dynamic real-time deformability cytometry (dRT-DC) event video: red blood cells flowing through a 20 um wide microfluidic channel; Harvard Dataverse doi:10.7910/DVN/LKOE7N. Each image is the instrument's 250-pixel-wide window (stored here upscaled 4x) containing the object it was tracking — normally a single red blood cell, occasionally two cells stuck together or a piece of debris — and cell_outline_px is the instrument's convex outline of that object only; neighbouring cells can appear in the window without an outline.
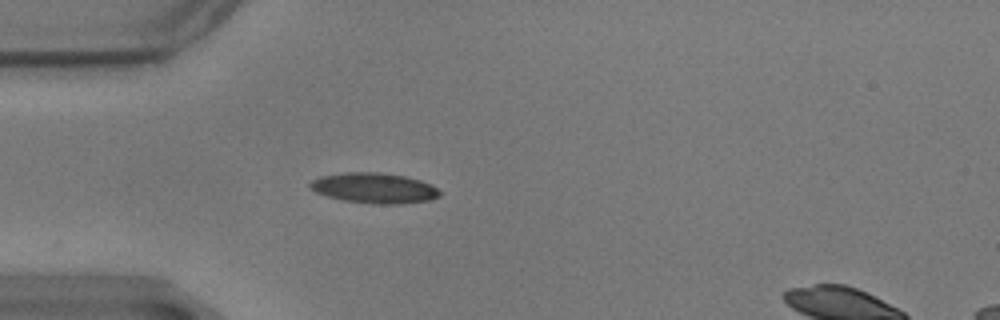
{"species": "common noctule bat (a hibernating species)", "species_latin": "Nyctalus noctula", "temperature_condition": "warm", "stored_images_in_passage": 35, "camera_frame_rate_fps": 3000, "um_per_image_px": 0.085, "animal": {"sex": "male", "body_mass_g": 17.9}, "frame": {"image": 1, "passage_image": 1, "time_ms": 0.0, "image_size_px": [1000, 320], "cell_outline_px": [[440, 196], [428, 200], [400, 204], [372, 204], [344, 200], [328, 196], [316, 192], [308, 184], [312, 180], [320, 176], [344, 172], [380, 172], [404, 176], [420, 180], [432, 184], [440, 192]], "centroid_in_image_um": [31.81, 15.98], "position_along_channel_um": 53.2, "area_um2": 22.89}}
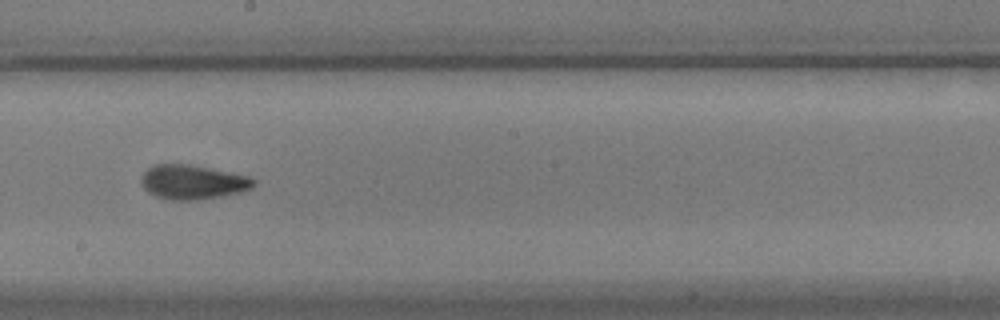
{"frame": {"image": 2, "passage_image": 17, "time_ms": 5.333, "image_size_px": [1000, 320], "cell_outline_px": [[256, 184], [252, 188], [240, 192], [220, 196], [196, 200], [172, 200], [156, 196], [148, 192], [140, 184], [140, 176], [148, 168], [156, 164], [188, 164], [248, 176], [256, 180]], "centroid_in_image_um": [16.35, 15.48], "position_along_channel_um": 231.9, "area_um2": 22.43}}
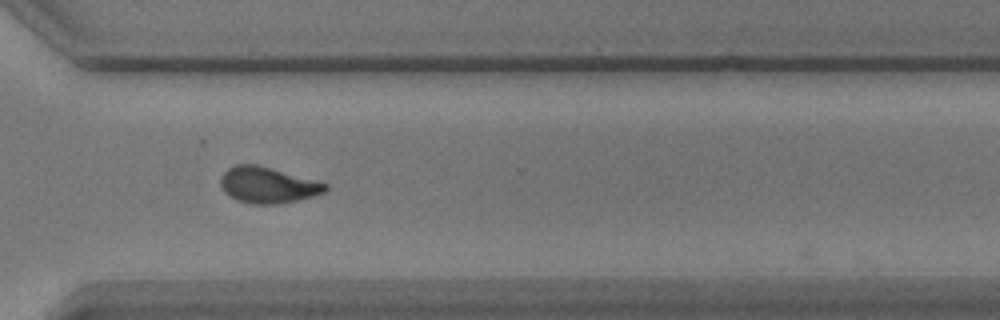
{"frame": {"image": 3, "passage_image": 27, "time_ms": 8.667, "image_size_px": [1000, 320], "cell_outline_px": [[328, 188], [324, 192], [312, 196], [280, 204], [252, 204], [236, 200], [224, 192], [220, 184], [220, 176], [228, 168], [236, 164], [256, 164], [272, 168], [316, 180], [328, 184]], "centroid_in_image_um": [22.73, 15.72], "position_along_channel_um": 347.9, "area_um2": 22.08}, "authors_computed_cell_mechanics": {"area_um2": 22.4264, "velocity_mm_per_s": 3.4821, "shape_relaxation_time_tau1_ms": 4.1865, "shape_relaxation_time_tau2_ms": 1.4905, "deformation_change_tau1": 0.153, "deformation_change_tau2": 0.0678}}